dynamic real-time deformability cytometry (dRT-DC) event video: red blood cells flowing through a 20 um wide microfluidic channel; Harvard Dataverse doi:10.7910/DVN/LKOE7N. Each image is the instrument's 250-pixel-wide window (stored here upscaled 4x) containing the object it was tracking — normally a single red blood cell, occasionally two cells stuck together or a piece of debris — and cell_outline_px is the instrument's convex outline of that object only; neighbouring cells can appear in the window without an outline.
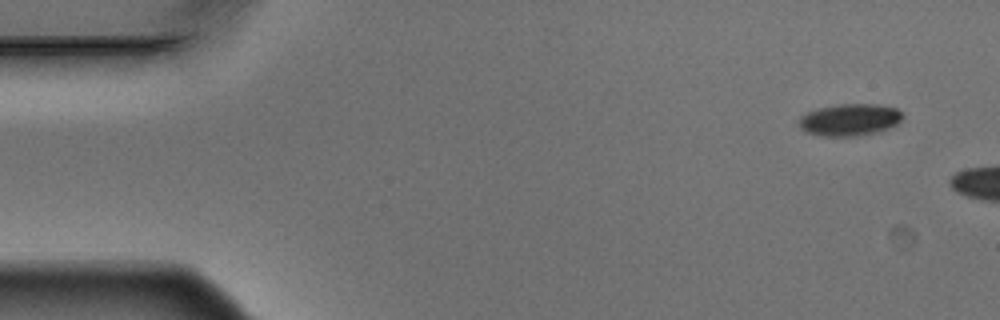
{"species": "Egyptian fruit bat (a non-hibernating species)", "species_latin": "Rousettus aegyptiacus", "temperature_condition": "warm", "stored_images_in_passage": 2, "camera_frame_rate_fps": 3000, "um_per_image_px": 0.085, "animal": {"sex": "male"}, "frame": {"image": 1, "passage_image": 1, "time_ms": 0.0, "image_size_px": [1000, 320], "cell_outline_px": [[904, 116], [896, 124], [888, 128], [876, 132], [856, 136], [820, 136], [808, 132], [800, 128], [800, 116], [804, 112], [816, 108], [840, 104], [876, 104], [896, 108]], "centroid_in_image_um": [72.19, 10.17], "position_along_channel_um": 12.8, "area_um2": 19.31}}